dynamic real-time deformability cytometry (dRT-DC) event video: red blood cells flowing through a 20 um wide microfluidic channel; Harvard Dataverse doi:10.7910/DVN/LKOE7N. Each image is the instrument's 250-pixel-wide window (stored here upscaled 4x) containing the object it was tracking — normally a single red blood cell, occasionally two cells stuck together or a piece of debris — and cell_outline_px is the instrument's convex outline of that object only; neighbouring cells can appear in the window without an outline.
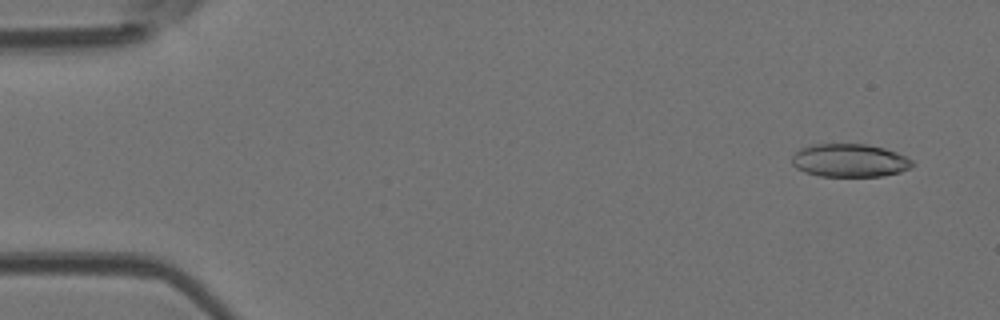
{"species": "Egyptian fruit bat (a non-hibernating species)", "species_latin": "Rousettus aegyptiacus", "temperature_condition": "room temperature", "stored_images_in_passage": 5, "camera_frame_rate_fps": 3000, "um_per_image_px": 0.085, "animal": {"sex": "female"}, "frame": {"image": 1, "passage_image": 1, "time_ms": 0.0, "image_size_px": [1000, 320], "cell_outline_px": [[916, 164], [900, 172], [884, 176], [820, 176], [804, 172], [796, 168], [792, 164], [792, 156], [800, 148], [812, 144], [868, 144], [884, 148], [896, 152], [912, 160]], "centroid_in_image_um": [72.21, 13.64], "position_along_channel_um": 12.8, "area_um2": 23.35}}
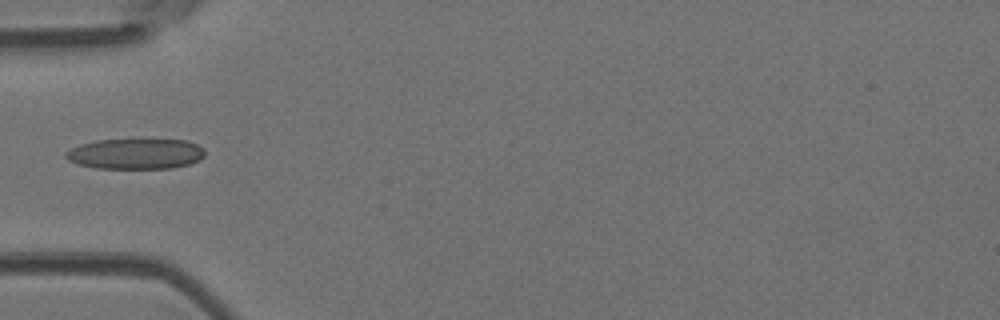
{"frame": {"image": 2, "passage_image": 4, "time_ms": 1.0, "image_size_px": [1000, 320], "cell_outline_px": [[204, 156], [200, 160], [188, 164], [172, 168], [92, 168], [76, 164], [68, 160], [64, 156], [64, 152], [80, 144], [96, 140], [188, 140], [204, 148]], "centroid_in_image_um": [11.5, 13.08], "position_along_channel_um": 73.5, "area_um2": 24.8}}
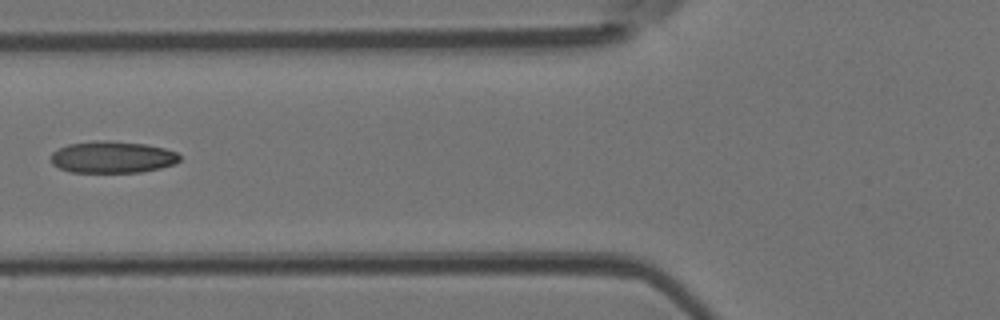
{"frame": {"image": 3, "passage_image": 5, "time_ms": 1.333, "image_size_px": [1000, 320], "cell_outline_px": [[180, 160], [176, 164], [160, 168], [140, 172], [72, 172], [60, 168], [52, 164], [52, 152], [68, 144], [96, 140], [108, 140], [144, 144], [164, 148], [176, 152], [180, 156]], "centroid_in_image_um": [9.57, 13.35], "position_along_channel_um": 116.2, "area_um2": 23.81}}